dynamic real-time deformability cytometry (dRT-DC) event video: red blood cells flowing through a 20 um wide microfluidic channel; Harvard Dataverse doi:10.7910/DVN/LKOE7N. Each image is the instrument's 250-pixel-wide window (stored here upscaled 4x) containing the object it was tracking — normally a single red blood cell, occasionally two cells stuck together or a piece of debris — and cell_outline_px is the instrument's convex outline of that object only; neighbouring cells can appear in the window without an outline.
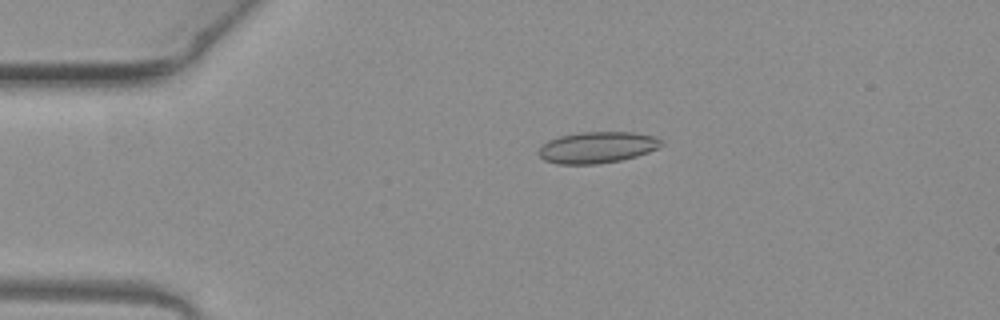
{"species": "common noctule bat (a hibernating species)", "species_latin": "Nyctalus noctula", "temperature_condition": "warm", "stored_images_in_passage": 2, "camera_frame_rate_fps": 3000, "um_per_image_px": 0.085, "animal": {"sex": "female", "body_mass_g": 19.3, "forearm_length_mm": 54.1}, "frame": {"image": 1, "passage_image": 1, "time_ms": 0.0, "image_size_px": [1000, 320], "cell_outline_px": [[664, 144], [648, 152], [636, 156], [620, 160], [596, 164], [556, 164], [544, 160], [536, 152], [548, 140], [560, 136], [580, 132], [632, 132], [656, 136]], "centroid_in_image_um": [50.74, 12.53], "position_along_channel_um": 34.3, "area_um2": 22.37}}